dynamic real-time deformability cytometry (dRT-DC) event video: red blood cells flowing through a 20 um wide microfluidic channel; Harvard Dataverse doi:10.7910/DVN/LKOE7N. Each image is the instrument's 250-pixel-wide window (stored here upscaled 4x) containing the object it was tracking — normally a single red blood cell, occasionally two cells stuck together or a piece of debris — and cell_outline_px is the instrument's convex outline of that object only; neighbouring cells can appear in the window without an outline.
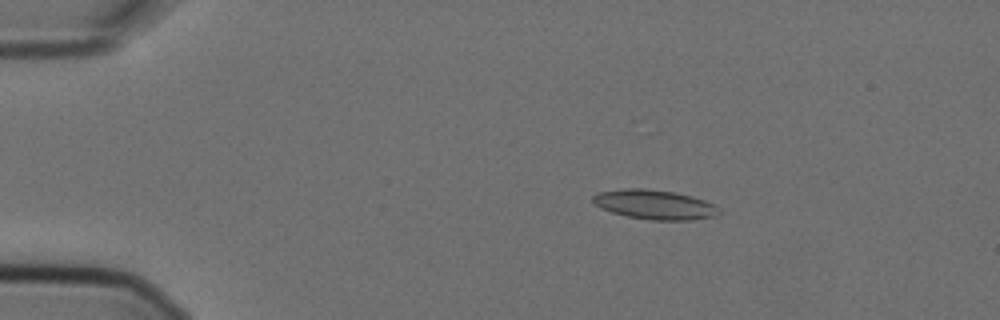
{"species": "Egyptian fruit bat (a non-hibernating species)", "species_latin": "Rousettus aegyptiacus", "temperature_condition": "cold", "stored_images_in_passage": 5, "camera_frame_rate_fps": 3000, "um_per_image_px": 0.085, "animal": {"sex": "female"}, "frame": {"image": 1, "passage_image": 2, "time_ms": 0.333, "image_size_px": [1000, 320], "cell_outline_px": [[720, 212], [716, 216], [692, 220], [652, 220], [628, 216], [612, 212], [600, 208], [592, 200], [592, 196], [596, 192], [624, 188], [644, 188], [676, 192], [692, 196], [704, 200], [720, 208]], "centroid_in_image_um": [55.64, 17.38], "position_along_channel_um": 29.4, "area_um2": 21.79}}
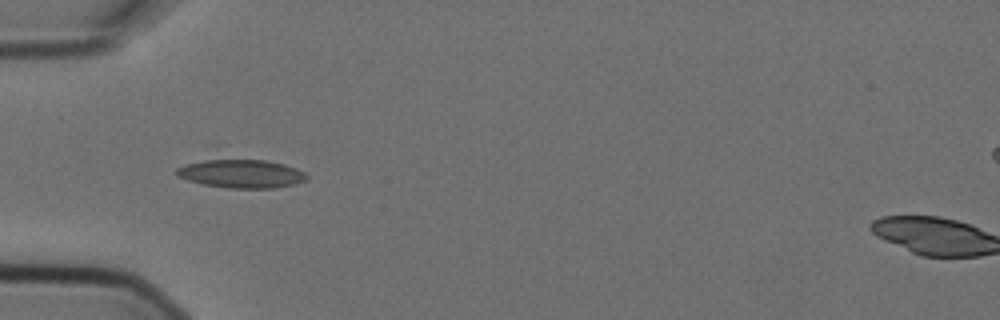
{"frame": {"image": 2, "passage_image": 4, "time_ms": 1.0, "image_size_px": [1000, 320], "cell_outline_px": [[308, 180], [292, 184], [272, 188], [228, 188], [204, 184], [188, 180], [176, 176], [176, 168], [216, 144], [284, 164], [296, 168], [304, 172], [308, 176]], "centroid_in_image_um": [20.23, 14.47], "position_along_channel_um": 64.8, "area_um2": 26.41}}
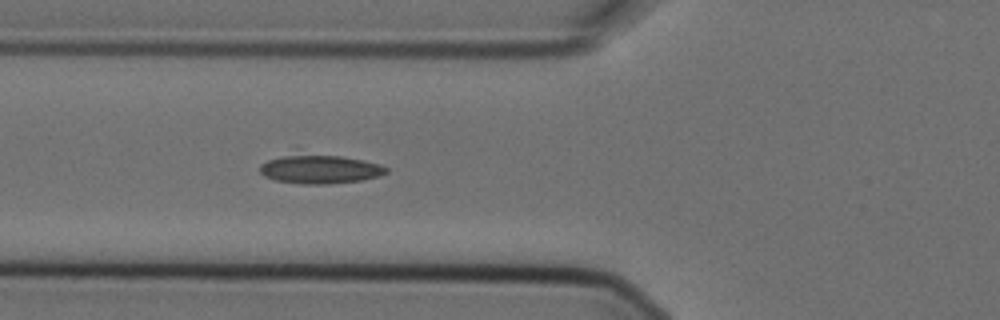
{"frame": {"image": 3, "passage_image": 5, "time_ms": 1.333, "image_size_px": [1000, 320], "cell_outline_px": [[388, 172], [380, 176], [360, 180], [328, 184], [300, 184], [276, 180], [264, 176], [260, 172], [260, 164], [268, 160], [280, 156], [340, 156], [380, 164], [388, 168]], "centroid_in_image_um": [27.2, 14.41], "position_along_channel_um": 98.6, "area_um2": 20.58}}